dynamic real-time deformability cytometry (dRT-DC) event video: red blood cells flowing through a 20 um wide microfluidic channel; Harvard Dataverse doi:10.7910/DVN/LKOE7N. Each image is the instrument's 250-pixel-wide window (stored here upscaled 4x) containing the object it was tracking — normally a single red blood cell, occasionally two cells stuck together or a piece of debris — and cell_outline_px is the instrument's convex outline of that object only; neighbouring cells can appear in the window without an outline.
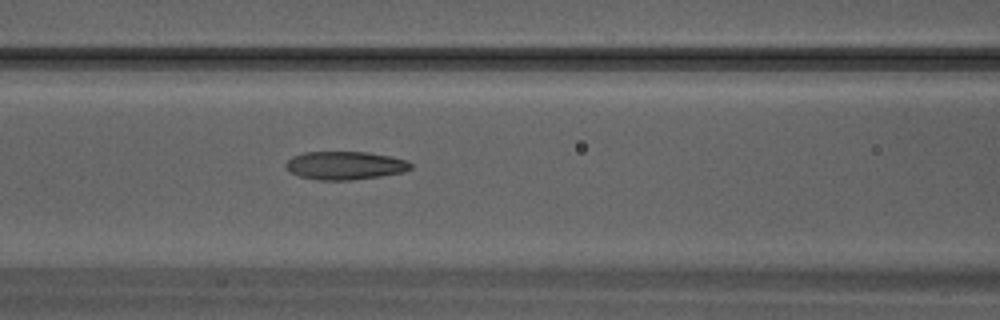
{"species": "Egyptian fruit bat (a non-hibernating species)", "species_latin": "Rousettus aegyptiacus", "temperature_condition": "warm", "stored_images_in_passage": 10, "camera_frame_rate_fps": 3000, "um_per_image_px": 0.085, "animal": {"sex": "male"}, "frame": {"image": 1, "passage_image": 6, "time_ms": 1.667, "image_size_px": [1000, 320], "cell_outline_px": [[412, 168], [404, 172], [380, 176], [352, 180], [316, 180], [300, 176], [292, 172], [284, 164], [292, 156], [304, 152], [368, 152], [408, 160], [412, 164]], "centroid_in_image_um": [29.35, 14.06], "position_along_channel_um": 137.3, "area_um2": 20.52}}